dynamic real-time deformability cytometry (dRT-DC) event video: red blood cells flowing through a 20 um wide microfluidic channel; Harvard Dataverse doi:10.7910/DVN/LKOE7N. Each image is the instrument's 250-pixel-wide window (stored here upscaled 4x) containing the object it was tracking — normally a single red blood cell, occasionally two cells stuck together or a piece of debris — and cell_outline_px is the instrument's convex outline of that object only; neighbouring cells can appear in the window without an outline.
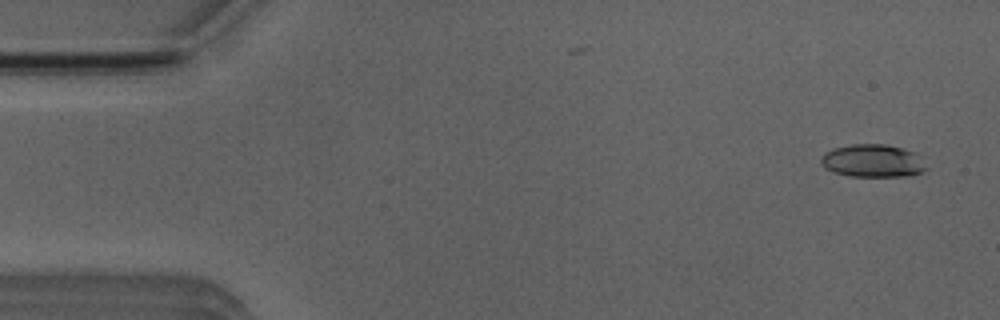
{"species": "Egyptian fruit bat (a non-hibernating species)", "species_latin": "Rousettus aegyptiacus", "temperature_condition": "room temperature", "stored_images_in_passage": 48, "camera_frame_rate_fps": 3000, "um_per_image_px": 0.085, "animal": {"sex": "male"}, "frame": {"image": 1, "passage_image": 3, "time_ms": 0.667, "image_size_px": [1000, 320], "cell_outline_px": [[928, 168], [924, 172], [912, 176], [848, 176], [824, 168], [820, 164], [820, 156], [824, 152], [832, 148], [852, 144], [888, 144], [904, 148], [916, 152]], "centroid_in_image_um": [74.19, 13.66], "position_along_channel_um": 10.8, "area_um2": 20.58}}
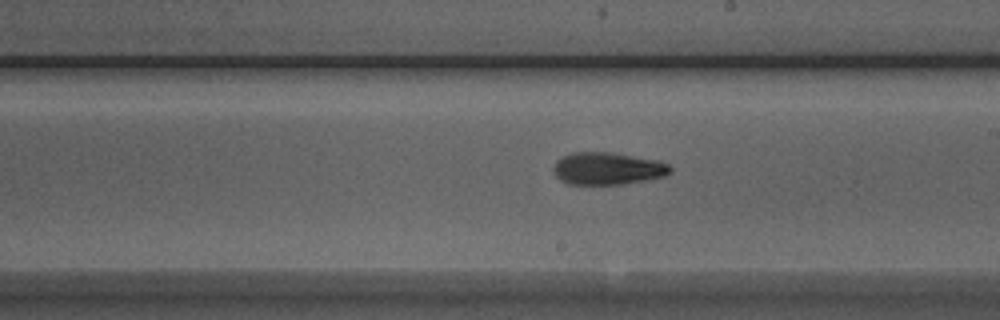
{"frame": {"image": 2, "passage_image": 29, "time_ms": 9.333, "image_size_px": [1000, 320], "cell_outline_px": [[672, 172], [664, 176], [624, 184], [568, 184], [560, 180], [556, 176], [552, 168], [556, 160], [572, 152], [612, 152], [660, 160], [668, 164], [672, 168]], "centroid_in_image_um": [51.65, 14.31], "position_along_channel_um": 237.3, "area_um2": 22.2}}
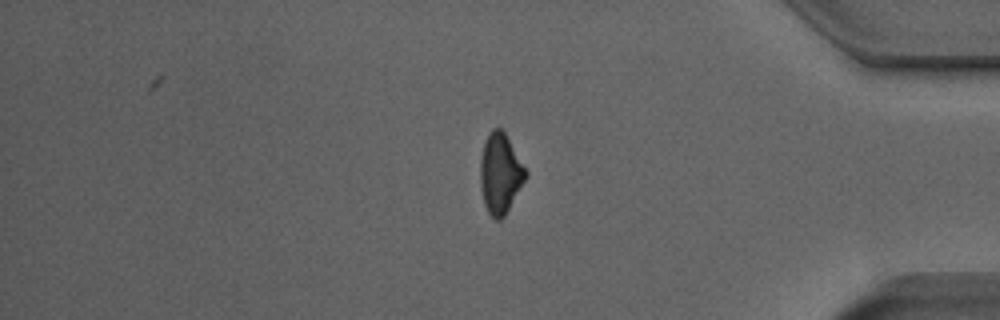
{"frame": {"image": 3, "passage_image": 43, "time_ms": 14.0, "image_size_px": [1000, 320], "cell_outline_px": [[528, 176], [504, 216], [500, 220], [496, 220], [488, 212], [484, 204], [480, 184], [480, 160], [484, 144], [488, 132], [492, 128], [500, 128], [508, 136], [528, 172]], "centroid_in_image_um": [42.53, 14.72], "position_along_channel_um": 392.7, "area_um2": 21.33}}